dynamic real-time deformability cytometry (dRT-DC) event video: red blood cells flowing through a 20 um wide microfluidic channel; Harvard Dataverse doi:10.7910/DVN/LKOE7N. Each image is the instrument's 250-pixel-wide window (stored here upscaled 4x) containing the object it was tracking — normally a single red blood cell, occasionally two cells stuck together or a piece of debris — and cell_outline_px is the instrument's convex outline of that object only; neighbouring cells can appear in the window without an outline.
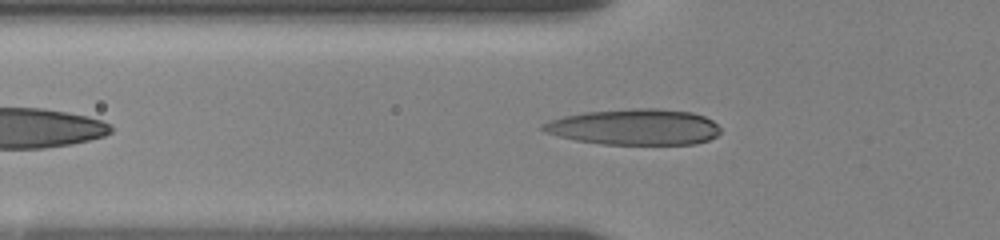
{"species": "human", "species_latin": "Homo sapiens", "temperature_condition": "room temperature", "stored_images_in_passage": 41, "camera_frame_rate_fps": 3000, "um_per_image_px": 0.085, "donor": {"sex": "female"}, "frame": {"image": 1, "passage_image": 8, "time_ms": 2.333, "image_size_px": [1000, 240], "cell_outline_px": [[720, 132], [716, 136], [708, 140], [696, 144], [604, 144], [576, 140], [544, 132], [540, 128], [544, 124], [552, 120], [564, 116], [584, 112], [632, 108], [656, 108], [692, 112], [704, 116], [712, 120], [720, 128]], "centroid_in_image_um": [53.96, 10.79], "position_along_channel_um": 71.8, "area_um2": 37.05}}
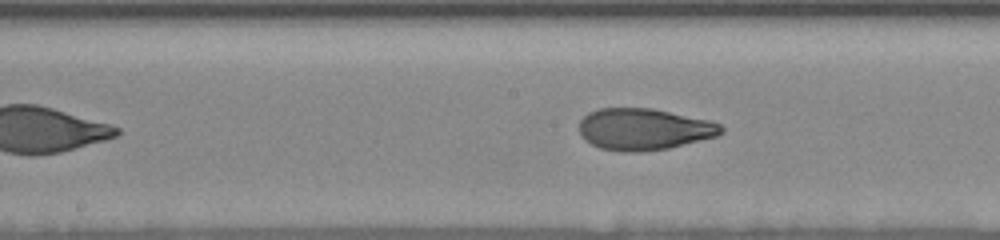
{"frame": {"image": 2, "passage_image": 18, "time_ms": 5.667, "image_size_px": [1000, 240], "cell_outline_px": [[724, 132], [716, 136], [668, 148], [640, 152], [624, 152], [600, 148], [584, 140], [580, 136], [580, 120], [588, 112], [600, 108], [652, 108], [708, 120], [720, 124], [724, 128]], "centroid_in_image_um": [54.71, 10.98], "position_along_channel_um": 193.5, "area_um2": 34.39}}
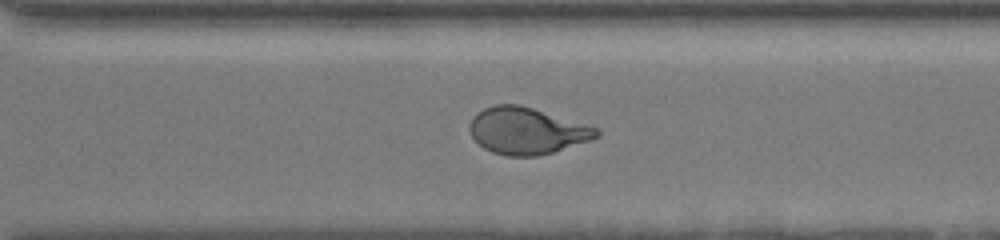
{"frame": {"image": 3, "passage_image": 29, "time_ms": 9.333, "image_size_px": [1000, 240], "cell_outline_px": [[600, 136], [592, 140], [552, 152], [536, 156], [508, 156], [492, 152], [484, 148], [472, 136], [468, 128], [472, 116], [476, 112], [484, 108], [496, 104], [520, 104], [588, 124], [596, 128], [600, 132]], "centroid_in_image_um": [44.78, 11.11], "position_along_channel_um": 325.8, "area_um2": 34.68}}